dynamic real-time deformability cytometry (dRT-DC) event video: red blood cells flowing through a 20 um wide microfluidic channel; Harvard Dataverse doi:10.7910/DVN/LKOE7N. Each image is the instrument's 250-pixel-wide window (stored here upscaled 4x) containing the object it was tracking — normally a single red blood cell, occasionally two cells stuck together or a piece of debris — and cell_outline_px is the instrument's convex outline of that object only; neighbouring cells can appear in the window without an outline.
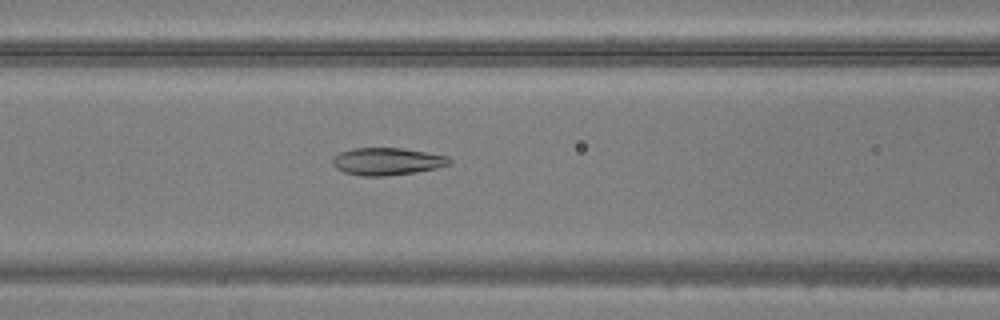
{"species": "common noctule bat (a hibernating species)", "species_latin": "Nyctalus noctula", "temperature_condition": "warm", "stored_images_in_passage": 40, "camera_frame_rate_fps": 3000, "um_per_image_px": 0.085, "animal": {"sex": "male", "body_mass_g": 20.5, "forearm_length_mm": 52.5}, "frame": {"image": 1, "passage_image": 21, "time_ms": 6.667, "image_size_px": [1000, 320], "cell_outline_px": [[452, 164], [436, 168], [416, 172], [388, 176], [360, 176], [344, 172], [336, 168], [332, 164], [332, 156], [340, 152], [352, 148], [400, 148], [448, 156], [452, 160]], "centroid_in_image_um": [32.88, 13.73], "position_along_channel_um": 133.7, "area_um2": 18.79}}
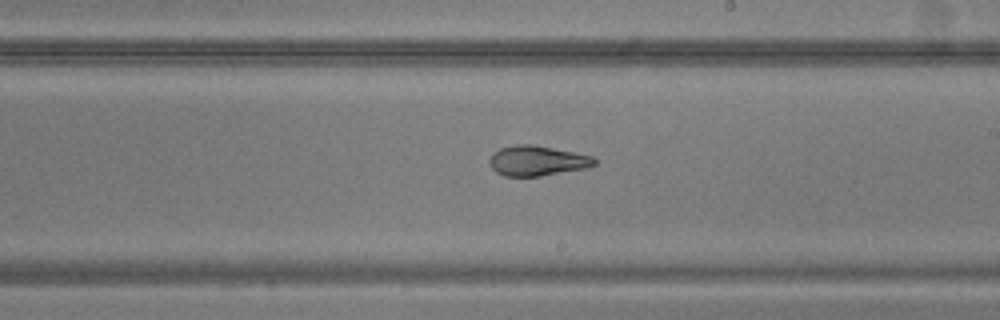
{"frame": {"image": 2, "passage_image": 29, "time_ms": 9.333, "image_size_px": [1000, 320], "cell_outline_px": [[596, 164], [588, 168], [540, 176], [504, 176], [496, 172], [492, 168], [488, 160], [492, 152], [500, 148], [516, 144], [532, 144], [592, 156], [596, 160]], "centroid_in_image_um": [45.63, 13.66], "position_along_channel_um": 243.4, "area_um2": 18.44}}
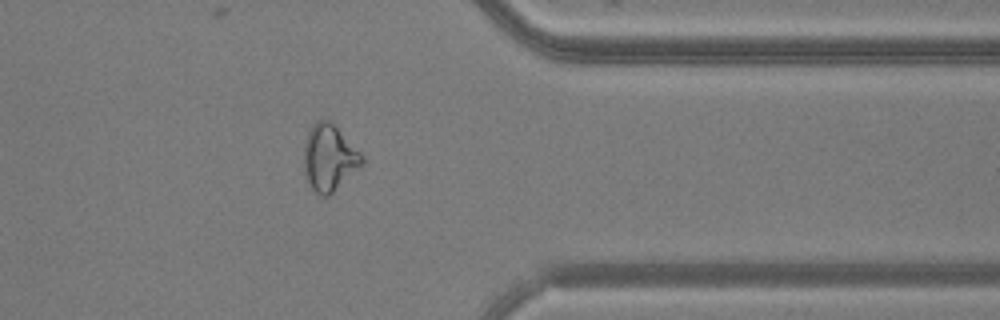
{"frame": {"image": 3, "passage_image": 40, "time_ms": 13.0, "image_size_px": [1000, 320], "cell_outline_px": [[364, 160], [328, 196], [320, 196], [308, 184], [304, 176], [304, 144], [308, 132], [312, 124], [316, 120], [332, 120], [364, 156]], "centroid_in_image_um": [27.94, 13.35], "position_along_channel_um": 383.5, "area_um2": 22.31}}